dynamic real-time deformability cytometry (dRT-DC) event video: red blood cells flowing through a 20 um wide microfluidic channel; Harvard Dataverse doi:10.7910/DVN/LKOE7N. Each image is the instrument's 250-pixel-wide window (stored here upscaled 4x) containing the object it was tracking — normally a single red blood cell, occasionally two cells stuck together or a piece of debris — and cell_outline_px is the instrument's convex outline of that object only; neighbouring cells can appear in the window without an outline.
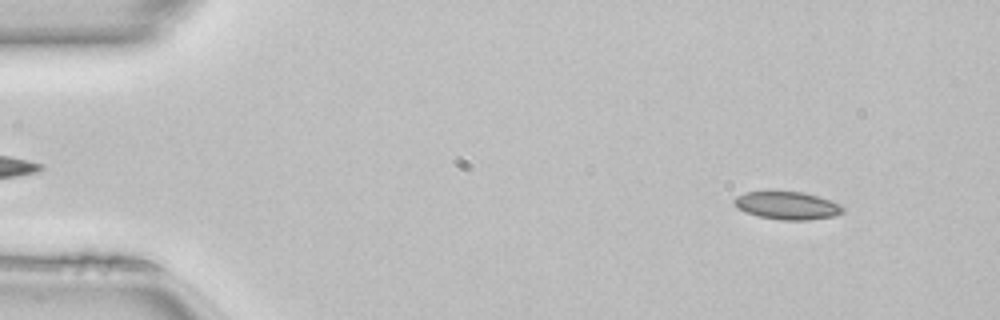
{"species": "common noctule bat (a hibernating species)", "species_latin": "Nyctalus noctula", "temperature_condition": "room temperature", "stored_images_in_passage": 49, "camera_frame_rate_fps": 3000, "um_per_image_px": 0.085, "animal": {"sex": "female", "body_mass_g": 22.7, "forearm_length_mm": 54.2}, "frame": {"image": 1, "passage_image": 5, "time_ms": 1.333, "image_size_px": [1000, 320], "cell_outline_px": [[844, 212], [832, 216], [808, 220], [780, 220], [760, 216], [736, 208], [732, 200], [736, 196], [744, 192], [804, 192], [840, 204], [844, 208]], "centroid_in_image_um": [66.89, 17.47], "position_along_channel_um": 18.1, "area_um2": 17.4}}
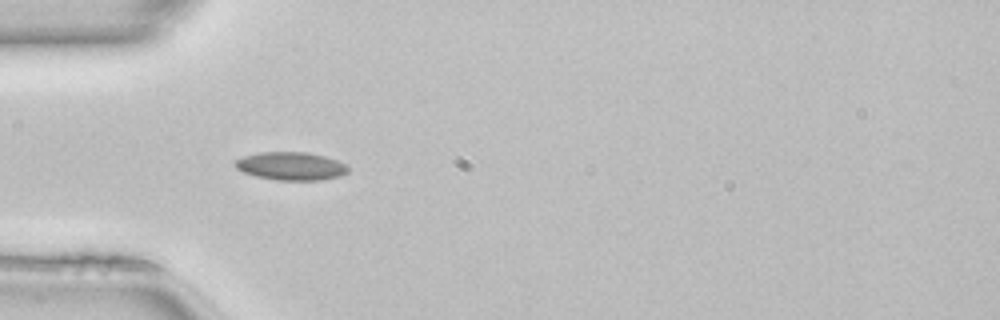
{"frame": {"image": 2, "passage_image": 15, "time_ms": 4.667, "image_size_px": [1000, 320], "cell_outline_px": [[348, 172], [340, 176], [320, 180], [276, 180], [256, 176], [244, 172], [236, 168], [236, 160], [244, 156], [260, 152], [308, 152], [324, 156], [336, 160], [344, 164], [348, 168]], "centroid_in_image_um": [24.74, 14.12], "position_along_channel_um": 60.3, "area_um2": 18.32}}
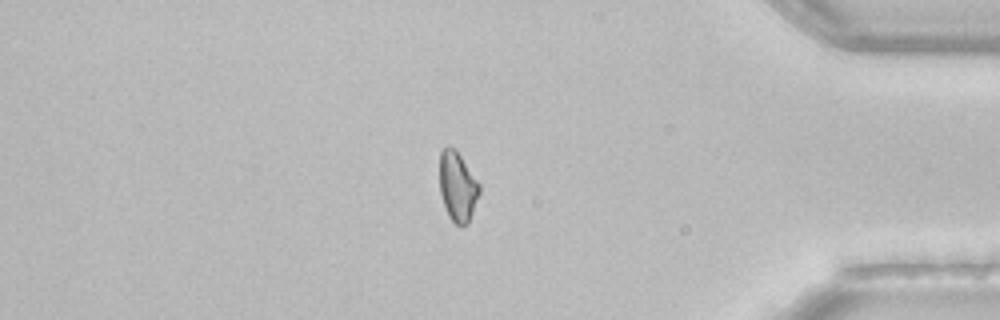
{"frame": {"image": 3, "passage_image": 42, "time_ms": 13.667, "image_size_px": [1000, 320], "cell_outline_px": [[480, 192], [468, 224], [460, 228], [448, 216], [440, 192], [440, 152], [448, 144], [456, 148], [480, 184]], "centroid_in_image_um": [38.9, 15.84], "position_along_channel_um": 396.3, "area_um2": 16.36}, "authors_computed_cell_mechanics": {"area_um2": 16.9932, "velocity_mm_per_s": 4.1306, "shape_relaxation_time_tau1_ms": null, "shape_relaxation_time_tau2_ms": 2.9353, "deformation_change_tau1": null, "deformation_change_tau2": 0.0826}}